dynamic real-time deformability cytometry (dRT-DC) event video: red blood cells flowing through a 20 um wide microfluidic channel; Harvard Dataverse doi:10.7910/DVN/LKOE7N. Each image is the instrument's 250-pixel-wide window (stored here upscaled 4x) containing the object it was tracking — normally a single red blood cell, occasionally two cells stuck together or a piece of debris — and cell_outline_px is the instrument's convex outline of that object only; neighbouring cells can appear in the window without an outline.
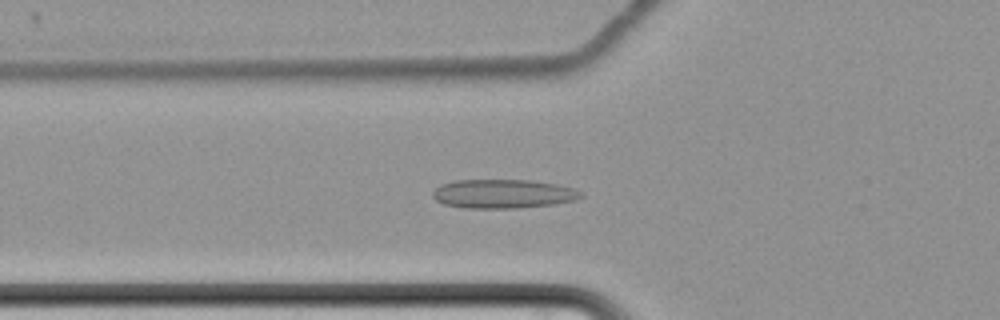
{"species": "common noctule bat (a hibernating species)", "species_latin": "Nyctalus noctula", "temperature_condition": "cold", "stored_images_in_passage": 65, "camera_frame_rate_fps": 3000, "um_per_image_px": 0.085, "animal": {"sex": "female", "body_mass_g": 22.7, "forearm_length_mm": 54.2}, "frame": {"image": 1, "passage_image": 27, "time_ms": 8.667, "image_size_px": [1000, 320], "cell_outline_px": [[584, 196], [576, 200], [552, 204], [516, 208], [464, 208], [444, 204], [436, 200], [432, 196], [432, 192], [440, 184], [456, 180], [532, 180], [556, 184], [572, 188], [580, 192]], "centroid_in_image_um": [42.73, 16.47], "position_along_channel_um": 83.1, "area_um2": 24.97}}
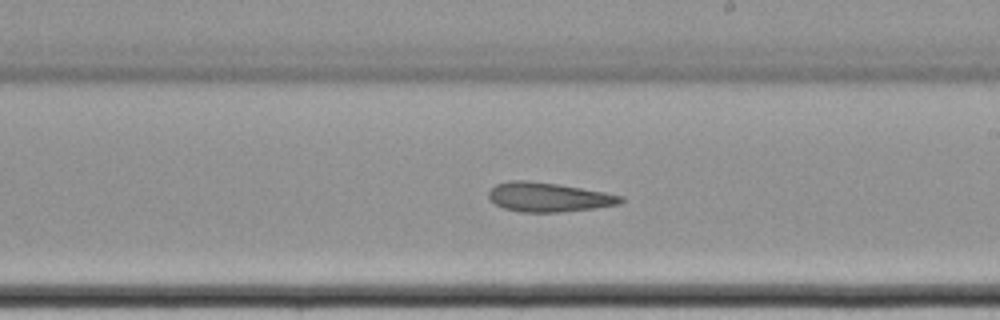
{"frame": {"image": 2, "passage_image": 41, "time_ms": 13.333, "image_size_px": [1000, 320], "cell_outline_px": [[624, 200], [620, 204], [596, 208], [560, 212], [520, 212], [504, 208], [496, 204], [488, 196], [488, 192], [496, 184], [508, 180], [528, 180], [560, 184], [604, 192], [624, 196]], "centroid_in_image_um": [46.64, 16.75], "position_along_channel_um": 242.4, "area_um2": 22.66}}
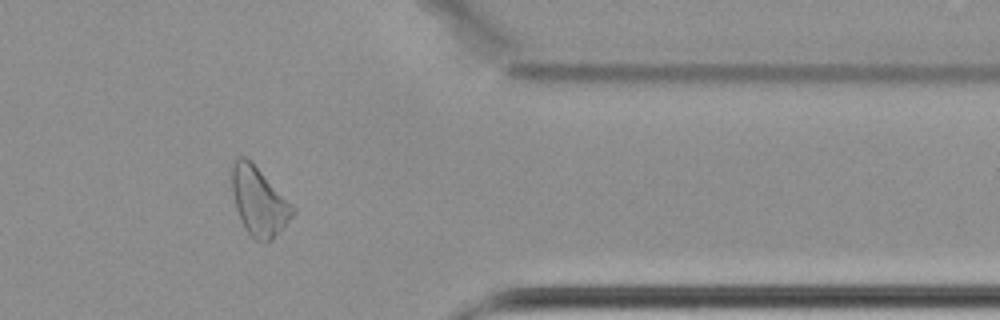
{"frame": {"image": 3, "passage_image": 55, "time_ms": 18.0, "image_size_px": [1000, 320], "cell_outline_px": [[296, 212], [280, 232], [268, 244], [264, 244], [256, 240], [244, 228], [236, 208], [232, 192], [232, 164], [236, 156], [244, 156], [296, 208]], "centroid_in_image_um": [22.01, 17.18], "position_along_channel_um": 389.4, "area_um2": 23.99}}